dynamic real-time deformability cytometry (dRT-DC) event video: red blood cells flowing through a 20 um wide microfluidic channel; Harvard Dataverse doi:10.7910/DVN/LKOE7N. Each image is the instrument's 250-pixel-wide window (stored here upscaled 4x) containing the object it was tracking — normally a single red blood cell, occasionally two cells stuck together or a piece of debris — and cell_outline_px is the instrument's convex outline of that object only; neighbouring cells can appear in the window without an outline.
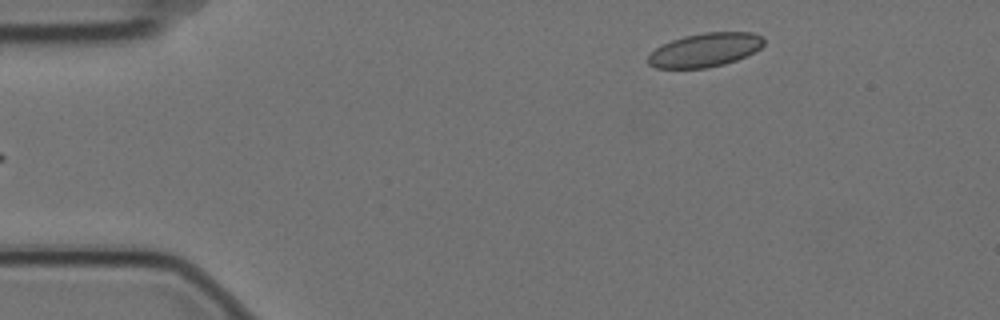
{"species": "Egyptian fruit bat (a non-hibernating species)", "species_latin": "Rousettus aegyptiacus", "temperature_condition": "cold", "stored_images_in_passage": 6, "segment_of_instrument_passage": [2, 2], "camera_frame_rate_fps": 3000, "um_per_image_px": 0.085, "animal": {"sex": "female"}, "frame": {"image": 1, "passage_image": 6, "time_ms": 1.667, "image_size_px": [1000, 320], "cell_outline_px": [[764, 44], [760, 48], [736, 60], [724, 64], [708, 68], [656, 68], [648, 64], [648, 56], [656, 48], [672, 40], [684, 36], [704, 32], [752, 32], [764, 36]], "centroid_in_image_um": [59.94, 4.24], "position_along_channel_um": 25.1, "area_um2": 22.72}}